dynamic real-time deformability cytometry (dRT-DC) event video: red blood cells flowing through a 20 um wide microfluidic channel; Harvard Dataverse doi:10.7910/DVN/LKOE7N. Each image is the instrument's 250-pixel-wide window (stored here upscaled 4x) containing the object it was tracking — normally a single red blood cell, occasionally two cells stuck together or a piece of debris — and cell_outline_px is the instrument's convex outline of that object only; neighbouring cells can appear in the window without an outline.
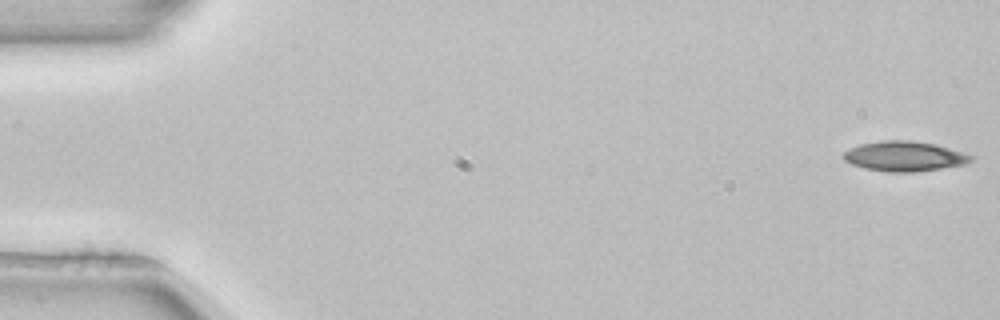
{"species": "common noctule bat (a hibernating species)", "species_latin": "Nyctalus noctula", "temperature_condition": "room temperature", "stored_images_in_passage": 52, "camera_frame_rate_fps": 3000, "um_per_image_px": 0.085, "animal": {"sex": "female", "body_mass_g": 22.7, "forearm_length_mm": 54.2}, "frame": {"image": 1, "passage_image": 1, "time_ms": 0.0, "image_size_px": [1000, 320], "cell_outline_px": [[976, 156], [972, 160], [964, 164], [940, 168], [912, 172], [892, 172], [864, 168], [852, 164], [844, 160], [844, 152], [860, 144], [884, 140], [912, 140], [936, 144]], "centroid_in_image_um": [76.9, 13.27], "position_along_channel_um": 8.1, "area_um2": 22.08}}
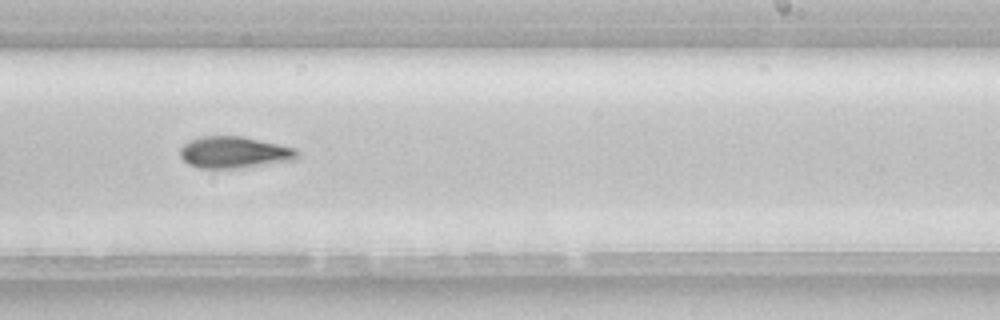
{"frame": {"image": 2, "passage_image": 32, "time_ms": 10.333, "image_size_px": [1000, 320], "cell_outline_px": [[300, 156], [296, 160], [236, 168], [196, 168], [188, 164], [180, 156], [180, 148], [184, 144], [192, 140], [204, 136], [240, 136], [296, 148], [300, 152]], "centroid_in_image_um": [19.93, 12.96], "position_along_channel_um": 269.1, "area_um2": 21.5}, "authors_computed_cell_mechanics": {"area_um2": 21.6461, "velocity_mm_per_s": 3.9584, "shape_relaxation_time_tau1_ms": 9.8565, "shape_relaxation_time_tau2_ms": null, "deformation_change_tau1": 0.1958, "deformation_change_tau2": null}}